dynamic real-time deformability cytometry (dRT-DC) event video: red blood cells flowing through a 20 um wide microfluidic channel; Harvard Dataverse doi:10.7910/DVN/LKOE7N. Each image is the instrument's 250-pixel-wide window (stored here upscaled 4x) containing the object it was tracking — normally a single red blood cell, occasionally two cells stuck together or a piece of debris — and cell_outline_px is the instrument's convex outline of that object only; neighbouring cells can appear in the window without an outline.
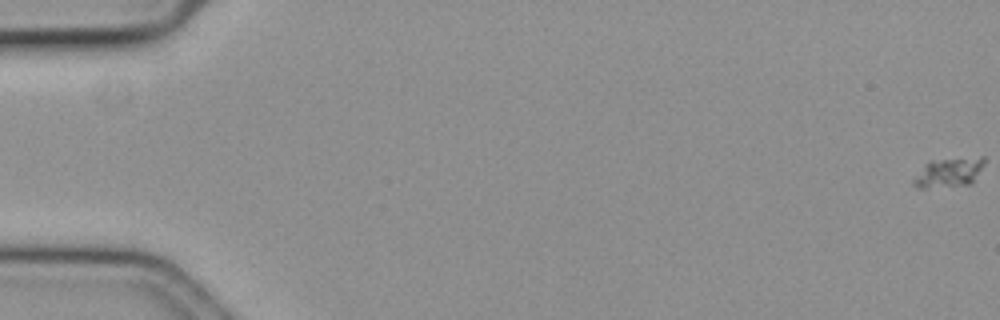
{"species": "common noctule bat (a hibernating species)", "species_latin": "Nyctalus noctula", "temperature_condition": "cold", "stored_images_in_passage": 63, "camera_frame_rate_fps": 3000, "um_per_image_px": 0.085, "animal": {"sex": "female", "body_mass_g": 19.3, "forearm_length_mm": 54.1}, "frame": {"image": 1, "passage_image": 1, "time_ms": 0.0, "image_size_px": [1000, 320], "cell_outline_px": [[984, 164], [972, 184], [924, 188], [920, 188], [912, 184], [912, 180], [932, 160], [980, 156], [984, 156]], "centroid_in_image_um": [80.71, 14.65], "position_along_channel_um": 4.3, "area_um2": 11.91}}
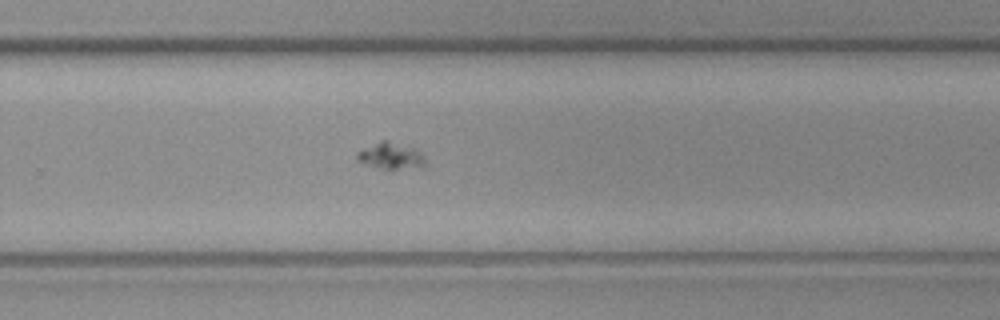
{"frame": {"image": 2, "passage_image": 42, "time_ms": 13.667, "image_size_px": [1000, 320], "cell_outline_px": [[424, 168], [392, 172], [360, 160], [356, 156], [356, 152], [384, 140], [388, 140], [412, 148], [420, 152], [424, 156]], "centroid_in_image_um": [33.32, 13.31], "position_along_channel_um": 296.5, "area_um2": 10.58}}
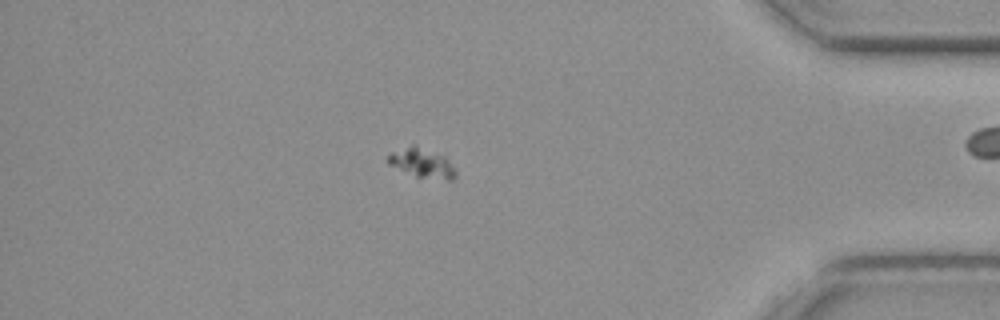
{"frame": {"image": 3, "passage_image": 54, "time_ms": 17.667, "image_size_px": [1000, 320], "cell_outline_px": [[456, 180], [448, 180], [416, 176], [388, 164], [388, 156], [392, 152], [412, 144], [416, 144], [444, 156], [448, 160], [456, 172]], "centroid_in_image_um": [35.89, 13.84], "position_along_channel_um": 399.3, "area_um2": 11.44}}